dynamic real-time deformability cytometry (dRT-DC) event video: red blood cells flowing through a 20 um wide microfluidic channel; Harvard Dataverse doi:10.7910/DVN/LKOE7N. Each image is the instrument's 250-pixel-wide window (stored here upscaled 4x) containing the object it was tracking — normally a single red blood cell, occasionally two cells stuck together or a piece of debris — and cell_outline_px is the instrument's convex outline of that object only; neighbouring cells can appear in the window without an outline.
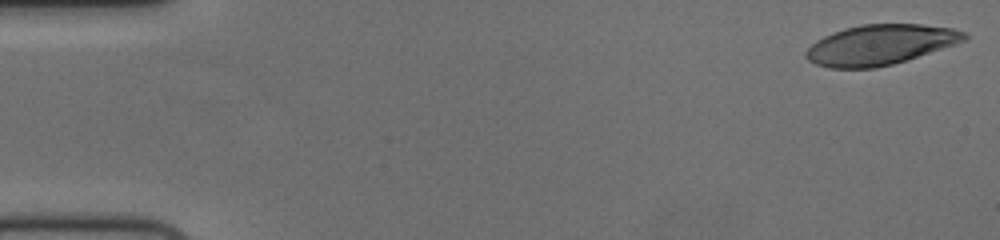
{"species": "human", "species_latin": "Homo sapiens", "temperature_condition": "cold", "stored_images_in_passage": 55, "camera_frame_rate_fps": 3000, "um_per_image_px": 0.085, "donor": {"sex": "female"}, "frame": {"image": 1, "passage_image": 1, "time_ms": 0.0, "image_size_px": [1000, 240], "cell_outline_px": [[968, 40], [892, 64], [876, 68], [828, 68], [816, 64], [808, 60], [804, 56], [804, 52], [816, 40], [832, 32], [844, 28], [860, 24], [920, 24], [952, 28], [968, 32]], "centroid_in_image_um": [74.81, 3.8], "position_along_channel_um": 10.2, "area_um2": 37.11}}
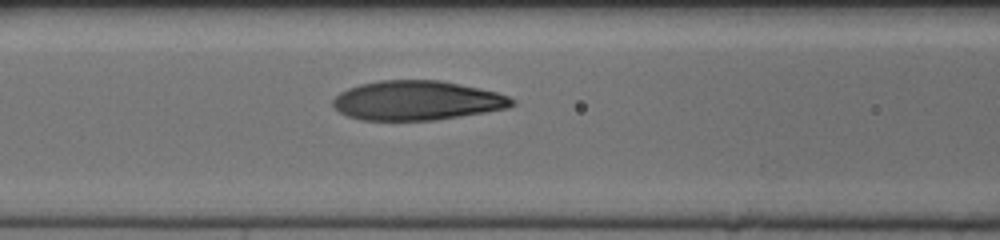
{"frame": {"image": 2, "passage_image": 23, "time_ms": 7.333, "image_size_px": [1000, 240], "cell_outline_px": [[516, 104], [508, 108], [436, 120], [360, 120], [348, 116], [340, 112], [332, 104], [332, 100], [340, 92], [348, 88], [360, 84], [380, 80], [440, 80], [480, 88], [496, 92], [508, 96], [516, 100]], "centroid_in_image_um": [35.45, 8.54], "position_along_channel_um": 131.2, "area_um2": 41.15}}
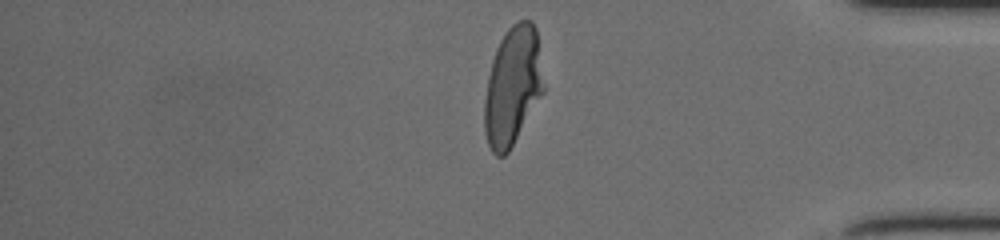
{"frame": {"image": 3, "passage_image": 46, "time_ms": 15.0, "image_size_px": [1000, 240], "cell_outline_px": [[544, 92], [508, 152], [504, 156], [496, 156], [492, 152], [488, 144], [484, 132], [484, 100], [488, 76], [492, 60], [496, 48], [500, 40], [508, 28], [516, 20], [532, 20], [536, 28], [544, 84]], "centroid_in_image_um": [43.56, 7.31], "position_along_channel_um": 391.6, "area_um2": 40.98}, "authors_computed_cell_mechanics": {"area_um2": 40.749, "velocity_mm_per_s": 3.7221, "shape_relaxation_time_tau1_ms": 4.9846, "shape_relaxation_time_tau2_ms": 0.7678, "deformation_change_tau1": 0.2245, "deformation_change_tau2": 0.0638}}